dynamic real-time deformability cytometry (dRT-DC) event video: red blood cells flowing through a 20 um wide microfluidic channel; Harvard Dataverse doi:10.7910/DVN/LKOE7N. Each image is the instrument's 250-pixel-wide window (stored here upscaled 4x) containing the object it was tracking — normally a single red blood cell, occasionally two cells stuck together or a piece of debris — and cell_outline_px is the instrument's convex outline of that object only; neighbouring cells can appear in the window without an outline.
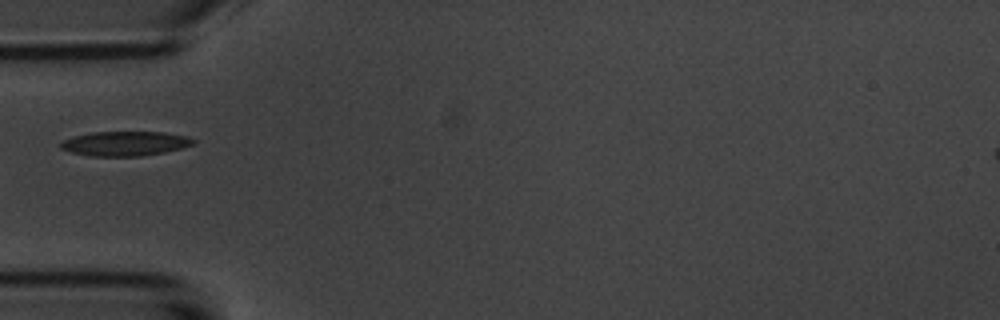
{"species": "common noctule bat (a hibernating species)", "species_latin": "Nyctalus noctula", "temperature_condition": "room temperature", "stored_images_in_passage": 6, "camera_frame_rate_fps": 3000, "um_per_image_px": 0.085, "animal": {"sex": "male", "body_mass_g": 20.1, "forearm_length_mm": 53.5}, "frame": {"image": 1, "passage_image": 5, "time_ms": 5.667, "image_size_px": [1000, 320], "cell_outline_px": [[196, 144], [164, 152], [140, 156], [88, 156], [72, 152], [60, 148], [60, 144], [64, 140], [76, 136], [92, 132], [164, 132], [188, 136], [196, 140]], "centroid_in_image_um": [10.67, 12.2], "position_along_channel_um": 74.3, "area_um2": 18.9}}
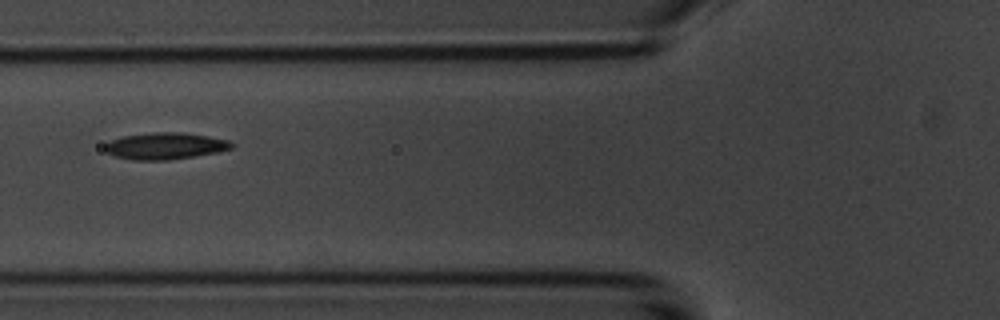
{"frame": {"image": 2, "passage_image": 6, "time_ms": 6.667, "image_size_px": [1000, 320], "cell_outline_px": [[236, 144], [232, 148], [220, 152], [168, 160], [132, 160], [116, 156], [108, 152], [104, 148], [104, 144], [112, 140], [124, 136], [156, 132], [184, 132], [208, 136], [228, 140]], "centroid_in_image_um": [14.09, 12.4], "position_along_channel_um": 111.7, "area_um2": 19.71}}